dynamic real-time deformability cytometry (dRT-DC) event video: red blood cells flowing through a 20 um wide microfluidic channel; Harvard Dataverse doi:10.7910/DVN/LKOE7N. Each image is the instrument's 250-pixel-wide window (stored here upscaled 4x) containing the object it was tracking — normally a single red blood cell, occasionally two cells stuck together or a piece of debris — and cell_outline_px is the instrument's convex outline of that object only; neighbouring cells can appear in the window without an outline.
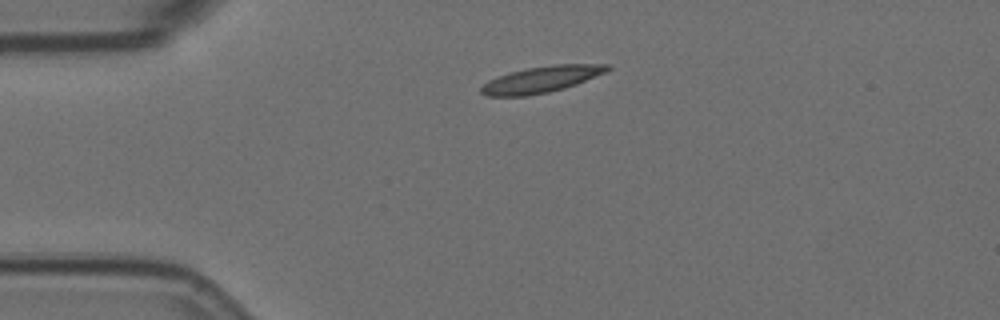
{"species": "Egyptian fruit bat (a non-hibernating species)", "species_latin": "Rousettus aegyptiacus", "temperature_condition": "room temperature", "stored_images_in_passage": 4, "camera_frame_rate_fps": 3000, "um_per_image_px": 0.085, "animal": {"sex": "female"}, "frame": {"image": 1, "passage_image": 4, "time_ms": 1.0, "image_size_px": [1000, 320], "cell_outline_px": [[612, 68], [604, 72], [576, 84], [564, 88], [548, 92], [528, 96], [488, 96], [480, 92], [480, 88], [488, 80], [496, 76], [528, 68], [556, 64], [608, 64]], "centroid_in_image_um": [45.98, 6.75], "position_along_channel_um": 39.0, "area_um2": 19.13}}